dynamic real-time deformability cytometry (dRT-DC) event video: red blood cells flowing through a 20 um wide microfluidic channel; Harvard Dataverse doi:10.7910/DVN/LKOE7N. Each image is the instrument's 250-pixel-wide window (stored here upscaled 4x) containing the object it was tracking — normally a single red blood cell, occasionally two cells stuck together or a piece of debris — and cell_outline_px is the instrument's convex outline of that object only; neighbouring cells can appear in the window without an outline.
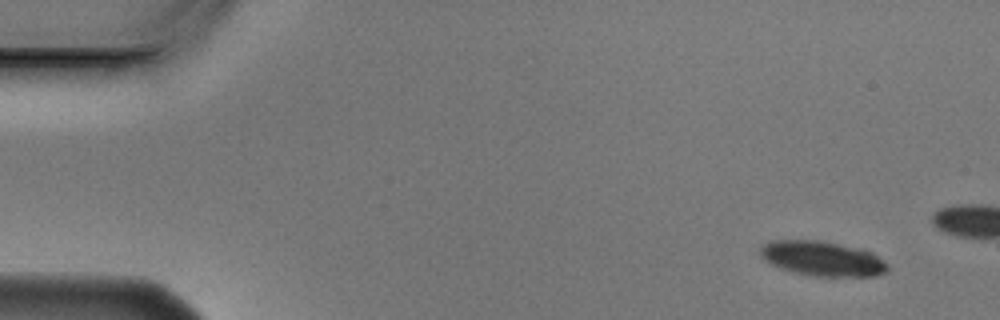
{"species": "Egyptian fruit bat (a non-hibernating species)", "species_latin": "Rousettus aegyptiacus", "temperature_condition": "cold", "stored_images_in_passage": 4, "camera_frame_rate_fps": 3000, "um_per_image_px": 0.085, "animal": {"sex": "male"}, "frame": {"image": 1, "passage_image": 1, "time_ms": 0.0, "image_size_px": [1000, 320], "cell_outline_px": [[892, 268], [888, 272], [880, 276], [808, 276], [792, 272], [780, 268], [764, 260], [760, 256], [760, 248], [764, 244], [776, 240], [816, 240], [860, 248], [876, 256], [888, 264]], "centroid_in_image_um": [69.92, 22.0], "position_along_channel_um": 15.1, "area_um2": 25.89}}